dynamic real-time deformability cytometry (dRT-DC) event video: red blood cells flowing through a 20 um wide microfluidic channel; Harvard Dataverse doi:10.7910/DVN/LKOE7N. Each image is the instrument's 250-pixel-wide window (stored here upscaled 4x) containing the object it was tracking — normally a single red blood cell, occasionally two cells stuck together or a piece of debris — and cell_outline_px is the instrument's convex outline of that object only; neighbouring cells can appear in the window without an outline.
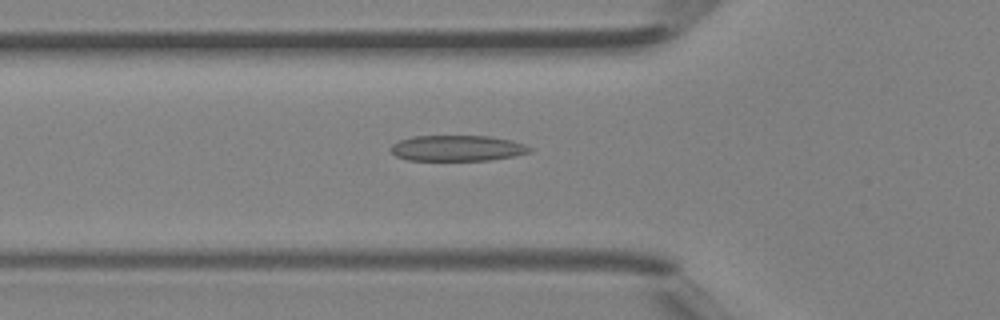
{"species": "Egyptian fruit bat (a non-hibernating species)", "species_latin": "Rousettus aegyptiacus", "temperature_condition": "room temperature", "stored_images_in_passage": 39, "camera_frame_rate_fps": 3000, "um_per_image_px": 0.085, "animal": {"sex": "female"}, "frame": {"image": 1, "passage_image": 11, "time_ms": 3.333, "image_size_px": [1000, 320], "cell_outline_px": [[532, 152], [512, 156], [488, 160], [408, 160], [396, 156], [388, 148], [392, 144], [400, 140], [412, 136], [492, 136], [512, 140], [524, 144], [532, 148]], "centroid_in_image_um": [38.86, 12.59], "position_along_channel_um": 86.9, "area_um2": 20.92}}
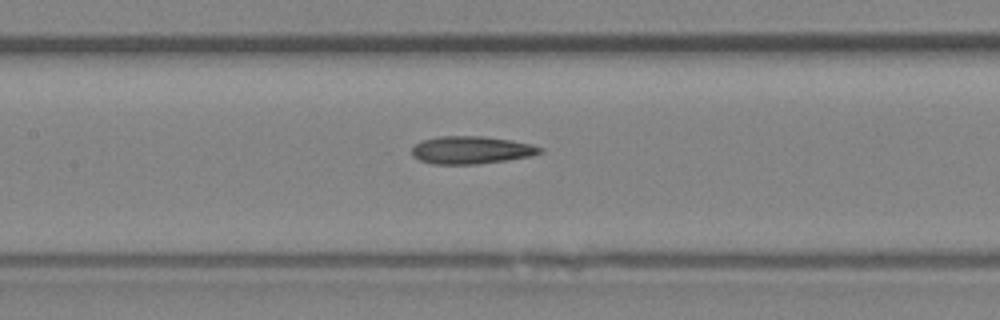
{"frame": {"image": 2, "passage_image": 16, "time_ms": 5.0, "image_size_px": [1000, 320], "cell_outline_px": [[544, 152], [532, 156], [476, 164], [432, 164], [420, 160], [412, 156], [412, 148], [416, 144], [424, 140], [440, 136], [484, 136], [512, 140], [532, 144], [544, 148]], "centroid_in_image_um": [40.1, 12.75], "position_along_channel_um": 167.3, "area_um2": 20.69}}
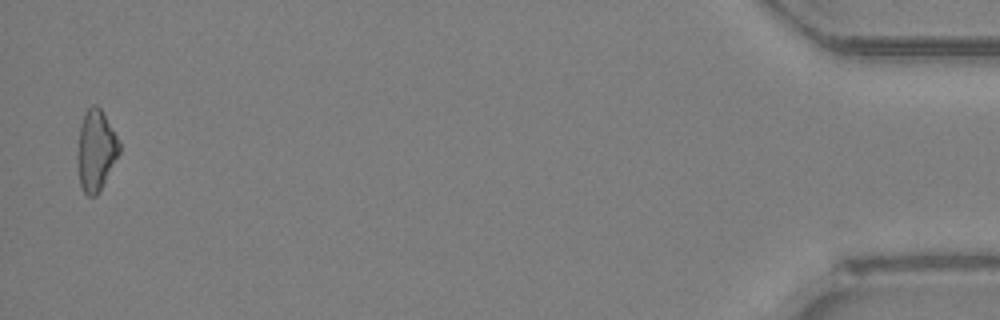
{"frame": {"image": 3, "passage_image": 38, "time_ms": 12.333, "image_size_px": [1000, 320], "cell_outline_px": [[120, 152], [96, 196], [88, 196], [84, 192], [80, 184], [76, 156], [76, 152], [80, 124], [84, 112], [92, 104], [96, 104], [100, 108], [120, 140]], "centroid_in_image_um": [8.13, 12.74], "position_along_channel_um": 427.1, "area_um2": 19.83}}